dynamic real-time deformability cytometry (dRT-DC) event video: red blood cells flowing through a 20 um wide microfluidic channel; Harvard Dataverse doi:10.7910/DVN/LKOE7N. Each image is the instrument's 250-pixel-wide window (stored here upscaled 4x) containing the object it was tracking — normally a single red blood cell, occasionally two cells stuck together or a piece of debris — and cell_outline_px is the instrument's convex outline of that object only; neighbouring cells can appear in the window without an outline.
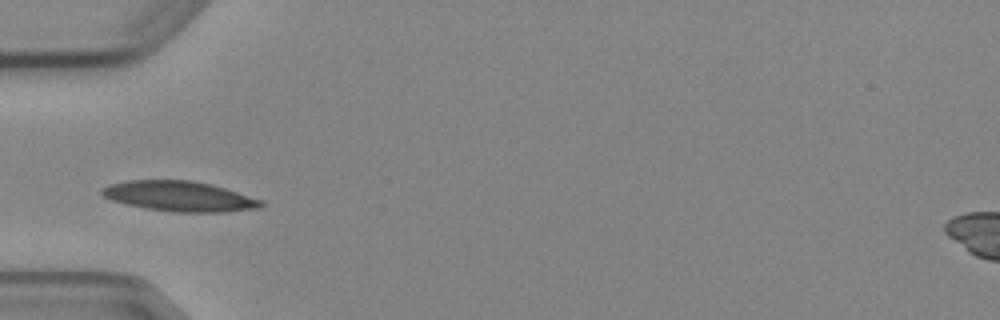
{"species": "Egyptian fruit bat (a non-hibernating species)", "species_latin": "Rousettus aegyptiacus", "temperature_condition": "cold", "stored_images_in_passage": 4, "camera_frame_rate_fps": 3000, "um_per_image_px": 0.085, "animal": {"sex": "female"}, "frame": {"image": 1, "passage_image": 1, "time_ms": 0.0, "image_size_px": [1000, 320], "cell_outline_px": [[264, 204], [260, 208], [228, 212], [172, 212], [144, 208], [112, 200], [104, 196], [100, 192], [100, 188], [108, 184], [128, 180], [192, 180], [212, 184], [264, 200]], "centroid_in_image_um": [15.27, 16.68], "position_along_channel_um": 69.7, "area_um2": 28.26}}
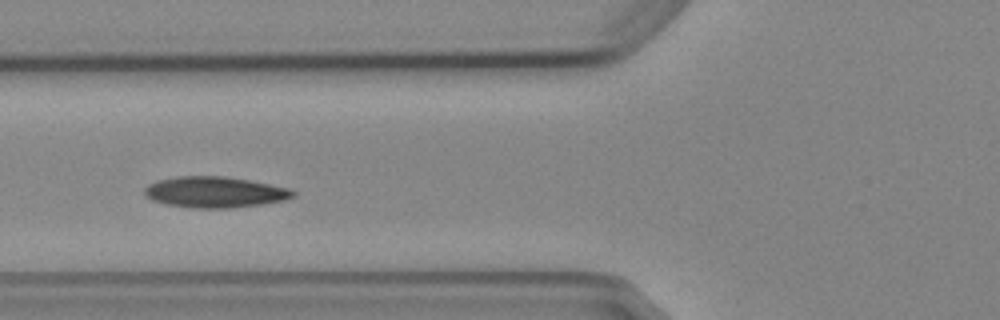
{"frame": {"image": 2, "passage_image": 2, "time_ms": 1.0, "image_size_px": [1000, 320], "cell_outline_px": [[296, 196], [284, 200], [264, 204], [232, 208], [192, 208], [168, 204], [152, 200], [144, 196], [144, 188], [148, 184], [156, 180], [176, 176], [224, 176], [248, 180], [288, 188], [296, 192]], "centroid_in_image_um": [18.24, 16.33], "position_along_channel_um": 107.6, "area_um2": 26.93}}
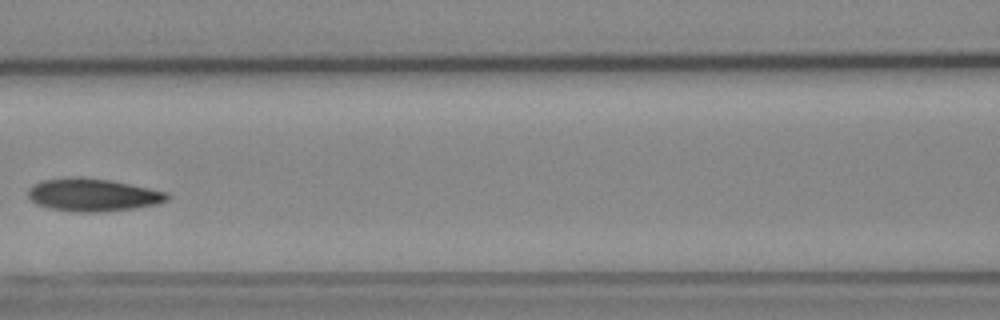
{"frame": {"image": 3, "passage_image": 3, "time_ms": 2.333, "image_size_px": [1000, 320], "cell_outline_px": [[168, 200], [156, 204], [132, 208], [104, 212], [76, 212], [52, 208], [36, 204], [28, 196], [28, 188], [32, 184], [44, 180], [108, 180], [168, 192]], "centroid_in_image_um": [7.91, 16.61], "position_along_channel_um": 158.7, "area_um2": 25.37}}